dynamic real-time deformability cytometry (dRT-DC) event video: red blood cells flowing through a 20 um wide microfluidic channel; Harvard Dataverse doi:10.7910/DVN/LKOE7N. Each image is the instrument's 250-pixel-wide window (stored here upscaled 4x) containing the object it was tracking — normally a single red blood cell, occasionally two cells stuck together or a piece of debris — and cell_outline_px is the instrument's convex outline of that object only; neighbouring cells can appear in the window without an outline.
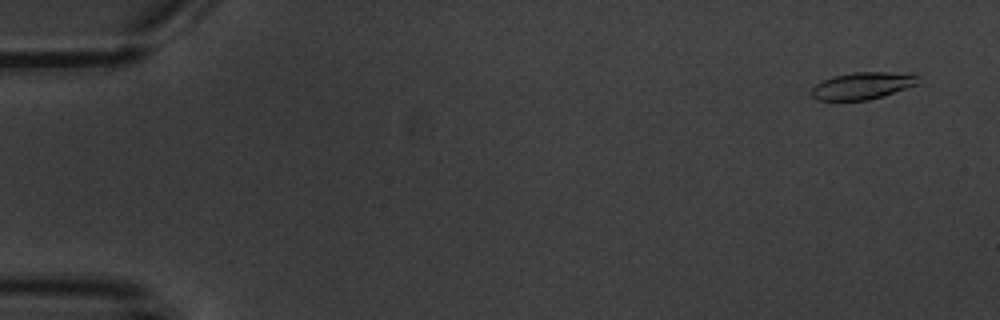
{"species": "common noctule bat (a hibernating species)", "species_latin": "Nyctalus noctula", "temperature_condition": "warm", "stored_images_in_passage": 3, "camera_frame_rate_fps": 3000, "um_per_image_px": 0.085, "animal": {"sex": "male", "body_mass_g": 20.1, "forearm_length_mm": 53.5}, "frame": {"image": 1, "passage_image": 1, "time_ms": 0.0, "image_size_px": [1000, 320], "cell_outline_px": [[916, 84], [868, 100], [816, 100], [812, 96], [812, 88], [816, 84], [832, 76], [852, 72], [916, 72]], "centroid_in_image_um": [73.28, 7.26], "position_along_channel_um": 11.7, "area_um2": 16.59}}